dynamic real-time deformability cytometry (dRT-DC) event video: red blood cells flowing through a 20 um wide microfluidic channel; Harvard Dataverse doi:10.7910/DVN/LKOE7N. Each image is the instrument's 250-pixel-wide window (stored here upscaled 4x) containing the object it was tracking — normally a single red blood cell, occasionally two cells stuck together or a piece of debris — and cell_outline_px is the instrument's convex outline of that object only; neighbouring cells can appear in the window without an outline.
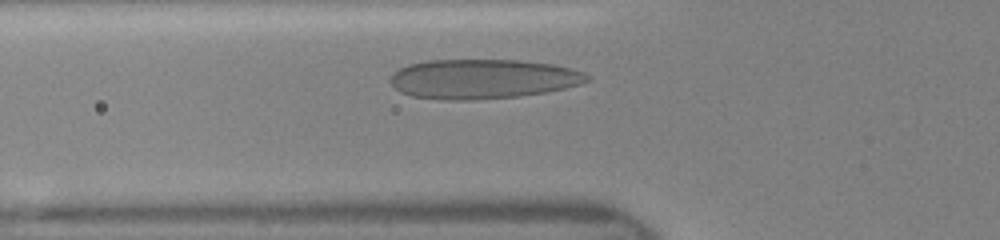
{"species": "human", "species_latin": "Homo sapiens", "temperature_condition": "room temperature", "stored_images_in_passage": 36, "camera_frame_rate_fps": 3000, "um_per_image_px": 0.085, "donor": {"sex": "female"}, "frame": {"image": 1, "passage_image": 6, "time_ms": 1.667, "image_size_px": [1000, 240], "cell_outline_px": [[588, 80], [580, 84], [548, 92], [516, 96], [472, 100], [444, 100], [412, 96], [400, 92], [388, 80], [392, 72], [408, 64], [428, 60], [516, 60], [552, 64], [584, 72], [588, 76]], "centroid_in_image_um": [40.97, 6.71], "position_along_channel_um": 84.8, "area_um2": 45.32}}
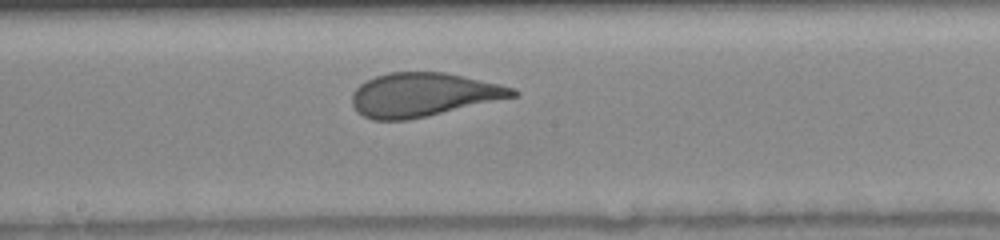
{"frame": {"image": 2, "passage_image": 15, "time_ms": 4.667, "image_size_px": [1000, 240], "cell_outline_px": [[520, 96], [408, 120], [372, 120], [356, 112], [352, 104], [352, 92], [360, 84], [376, 76], [388, 72], [444, 72], [500, 84], [512, 88], [520, 92]], "centroid_in_image_um": [35.98, 8.06], "position_along_channel_um": 212.2, "area_um2": 41.04}}
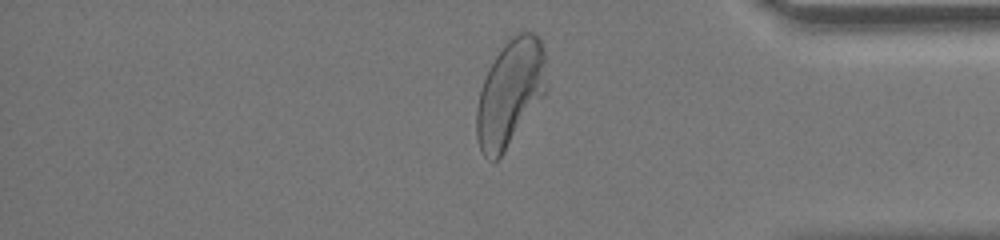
{"frame": {"image": 3, "passage_image": 29, "time_ms": 9.333, "image_size_px": [1000, 240], "cell_outline_px": [[544, 92], [500, 156], [496, 160], [488, 160], [484, 156], [480, 148], [476, 136], [476, 108], [480, 88], [488, 68], [504, 44], [512, 36], [520, 32], [532, 32], [540, 40], [544, 48]], "centroid_in_image_um": [43.29, 7.87], "position_along_channel_um": 391.9, "area_um2": 42.08}}